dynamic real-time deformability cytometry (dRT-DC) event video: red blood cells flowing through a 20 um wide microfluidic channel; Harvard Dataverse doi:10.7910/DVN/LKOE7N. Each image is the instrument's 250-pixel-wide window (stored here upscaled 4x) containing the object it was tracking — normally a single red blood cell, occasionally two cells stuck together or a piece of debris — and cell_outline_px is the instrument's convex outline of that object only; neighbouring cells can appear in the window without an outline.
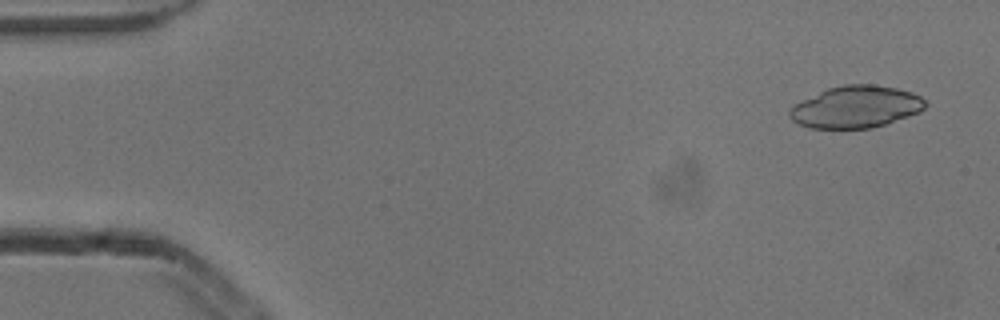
{"species": "common noctule bat (a hibernating species)", "species_latin": "Nyctalus noctula", "temperature_condition": "cold", "stored_images_in_passage": 6, "camera_frame_rate_fps": 3000, "um_per_image_px": 0.085, "animal": {"sex": "male", "body_mass_g": 13.3}, "frame": {"image": 1, "passage_image": 1, "time_ms": 0.0, "image_size_px": [1000, 320], "cell_outline_px": [[928, 104], [920, 112], [872, 128], [812, 128], [800, 124], [792, 120], [788, 116], [788, 112], [796, 104], [828, 88], [844, 84], [872, 84], [896, 88], [912, 92], [920, 96]], "centroid_in_image_um": [72.78, 9.08], "position_along_channel_um": 12.2, "area_um2": 32.83}}